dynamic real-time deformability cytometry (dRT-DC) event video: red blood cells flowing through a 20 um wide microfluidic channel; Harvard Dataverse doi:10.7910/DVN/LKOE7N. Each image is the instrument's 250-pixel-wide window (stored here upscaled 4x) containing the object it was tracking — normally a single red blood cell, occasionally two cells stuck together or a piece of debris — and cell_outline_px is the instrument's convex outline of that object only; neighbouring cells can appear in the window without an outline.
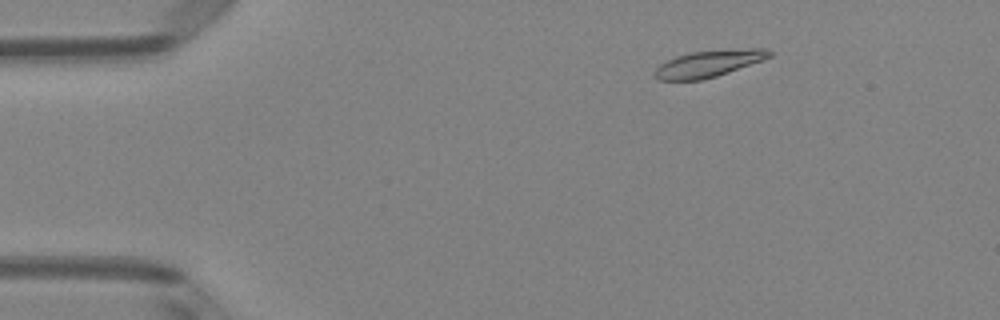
{"species": "Egyptian fruit bat (a non-hibernating species)", "species_latin": "Rousettus aegyptiacus", "temperature_condition": "room temperature", "stored_images_in_passage": 4, "camera_frame_rate_fps": 3000, "um_per_image_px": 0.085, "animal": {"sex": "female"}, "frame": {"image": 1, "passage_image": 2, "time_ms": 0.333, "image_size_px": [1000, 320], "cell_outline_px": [[772, 56], [764, 60], [716, 76], [700, 80], [660, 80], [656, 76], [656, 68], [660, 64], [676, 56], [692, 52], [752, 48], [764, 48], [772, 52]], "centroid_in_image_um": [60.28, 5.4], "position_along_channel_um": 24.7, "area_um2": 17.51}}